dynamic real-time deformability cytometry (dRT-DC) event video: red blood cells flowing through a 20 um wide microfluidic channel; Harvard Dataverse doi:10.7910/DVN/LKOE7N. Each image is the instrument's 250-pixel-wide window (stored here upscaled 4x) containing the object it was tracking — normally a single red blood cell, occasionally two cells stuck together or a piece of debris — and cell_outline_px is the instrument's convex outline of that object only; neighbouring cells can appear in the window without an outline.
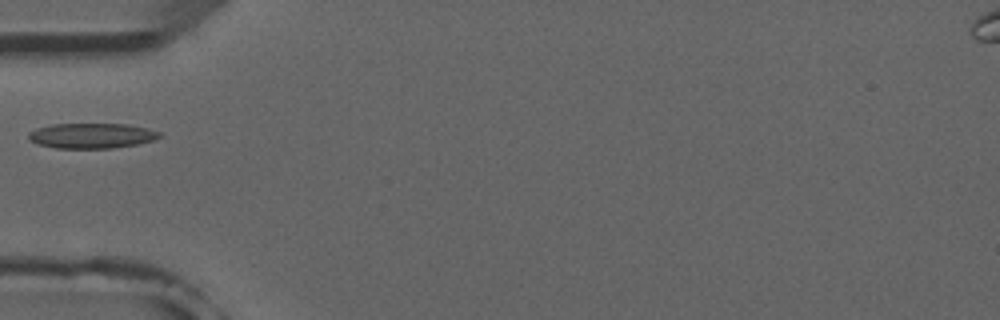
{"species": "common noctule bat (a hibernating species)", "species_latin": "Nyctalus noctula", "temperature_condition": "room temperature", "stored_images_in_passage": 6, "camera_frame_rate_fps": 3000, "um_per_image_px": 0.085, "animal": {"sex": "male", "forearm_length_mm": 52.5}, "frame": {"image": 1, "passage_image": 5, "time_ms": 4.667, "image_size_px": [1000, 320], "cell_outline_px": [[160, 136], [156, 140], [136, 144], [112, 148], [56, 148], [40, 144], [28, 140], [28, 132], [36, 128], [52, 124], [128, 124], [160, 132]], "centroid_in_image_um": [7.76, 11.53], "position_along_channel_um": 77.2, "area_um2": 19.13}}
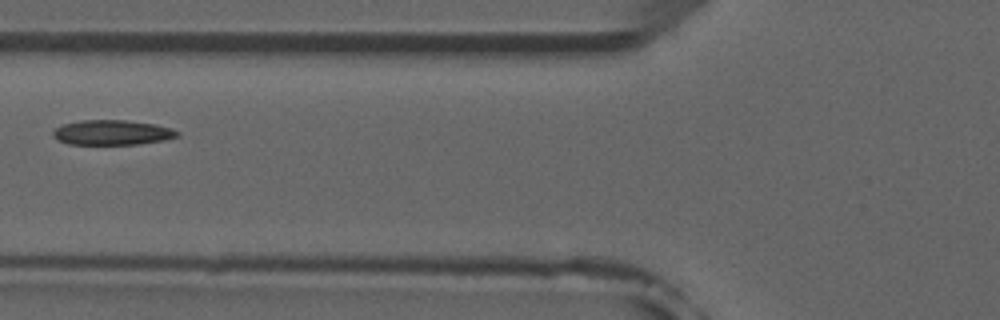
{"frame": {"image": 2, "passage_image": 6, "time_ms": 5.667, "image_size_px": [1000, 320], "cell_outline_px": [[180, 136], [164, 140], [140, 144], [68, 144], [56, 140], [52, 136], [52, 132], [56, 128], [64, 124], [80, 120], [124, 120], [156, 124], [172, 128], [180, 132]], "centroid_in_image_um": [9.55, 11.26], "position_along_channel_um": 116.3, "area_um2": 18.21}}